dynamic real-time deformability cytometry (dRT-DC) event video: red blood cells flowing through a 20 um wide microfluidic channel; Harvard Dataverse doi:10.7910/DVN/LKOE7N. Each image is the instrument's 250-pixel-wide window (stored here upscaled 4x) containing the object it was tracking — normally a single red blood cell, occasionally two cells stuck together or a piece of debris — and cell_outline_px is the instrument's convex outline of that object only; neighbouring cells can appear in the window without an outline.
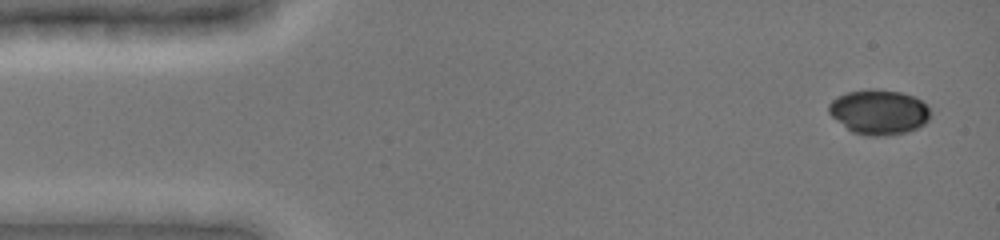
{"species": "common noctule bat (a hibernating species)", "species_latin": "Nyctalus noctula", "temperature_condition": "cold", "stored_images_in_passage": 7, "camera_frame_rate_fps": 3000, "um_per_image_px": 0.085, "animal": {"sex": "female", "body_mass_g": 19.0, "forearm_length_mm": 51.5}, "frame": {"image": 1, "passage_image": 1, "time_ms": 0.0, "image_size_px": [1000, 240], "cell_outline_px": [[932, 116], [924, 124], [908, 132], [888, 136], [868, 136], [852, 132], [832, 116], [828, 112], [828, 104], [836, 96], [848, 92], [868, 88], [876, 88], [900, 92], [912, 96], [928, 104]], "centroid_in_image_um": [74.72, 9.52], "position_along_channel_um": 10.3, "area_um2": 26.93}}
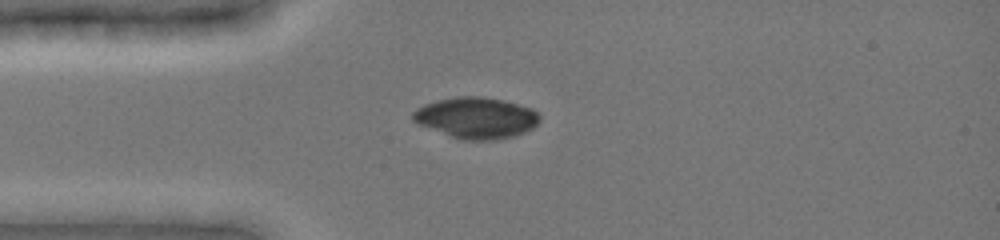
{"frame": {"image": 2, "passage_image": 5, "time_ms": 3.333, "image_size_px": [1000, 240], "cell_outline_px": [[540, 120], [532, 128], [516, 136], [496, 140], [464, 140], [448, 136], [420, 124], [412, 120], [412, 112], [416, 108], [424, 104], [436, 100], [460, 96], [480, 96], [504, 100], [532, 108], [540, 116]], "centroid_in_image_um": [40.48, 10.02], "position_along_channel_um": 44.5, "area_um2": 30.52}}
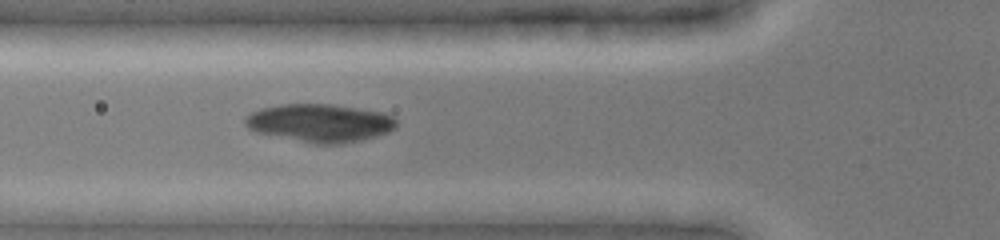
{"frame": {"image": 3, "passage_image": 7, "time_ms": 5.0, "image_size_px": [1000, 240], "cell_outline_px": [[396, 128], [388, 132], [376, 136], [360, 140], [340, 144], [316, 144], [256, 132], [248, 128], [244, 124], [244, 116], [260, 108], [280, 104], [328, 104], [384, 112], [392, 116], [396, 120]], "centroid_in_image_um": [27.17, 10.45], "position_along_channel_um": 98.6, "area_um2": 33.52}}